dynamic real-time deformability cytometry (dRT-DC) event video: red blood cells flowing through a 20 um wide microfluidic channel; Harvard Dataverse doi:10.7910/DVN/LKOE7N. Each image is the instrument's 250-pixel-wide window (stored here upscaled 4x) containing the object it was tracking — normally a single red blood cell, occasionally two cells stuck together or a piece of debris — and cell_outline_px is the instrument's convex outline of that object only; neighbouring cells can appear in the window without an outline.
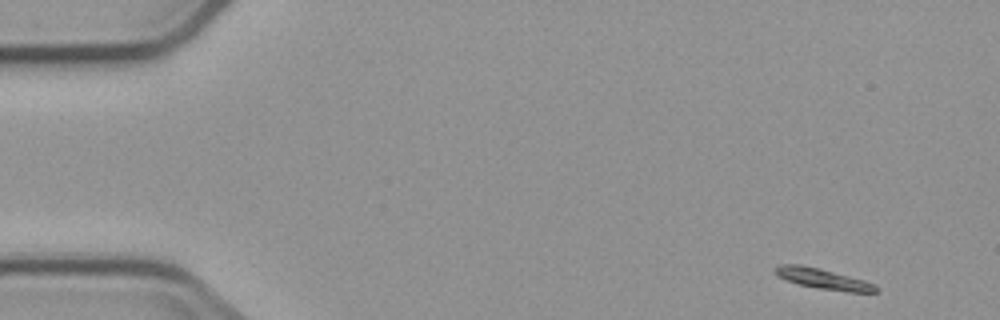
{"species": "common noctule bat (a hibernating species)", "species_latin": "Nyctalus noctula", "temperature_condition": "cold", "stored_images_in_passage": 9, "camera_frame_rate_fps": 3000, "um_per_image_px": 0.085, "animal": {"sex": "male", "body_mass_g": 23.1, "forearm_length_mm": 52.7}, "frame": {"image": 1, "passage_image": 1, "time_ms": 0.0, "image_size_px": [1000, 320], "cell_outline_px": [[880, 292], [848, 292], [816, 288], [800, 284], [776, 276], [772, 272], [772, 268], [780, 264], [800, 264], [820, 268], [864, 280], [876, 284], [880, 288]], "centroid_in_image_um": [69.96, 23.69], "position_along_channel_um": 15.0, "area_um2": 12.31}}
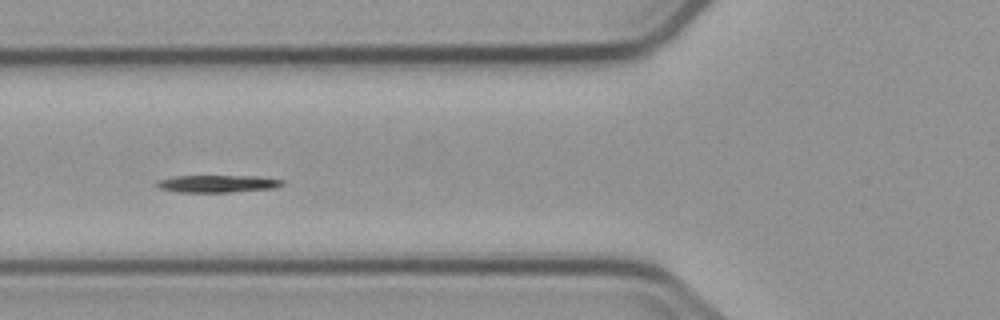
{"frame": {"image": 2, "passage_image": 6, "time_ms": 5.667, "image_size_px": [1000, 320], "cell_outline_px": [[284, 184], [276, 188], [228, 192], [176, 192], [160, 188], [156, 184], [156, 180], [172, 176], [256, 176], [284, 180]], "centroid_in_image_um": [18.47, 15.61], "position_along_channel_um": 107.3, "area_um2": 12.72}}
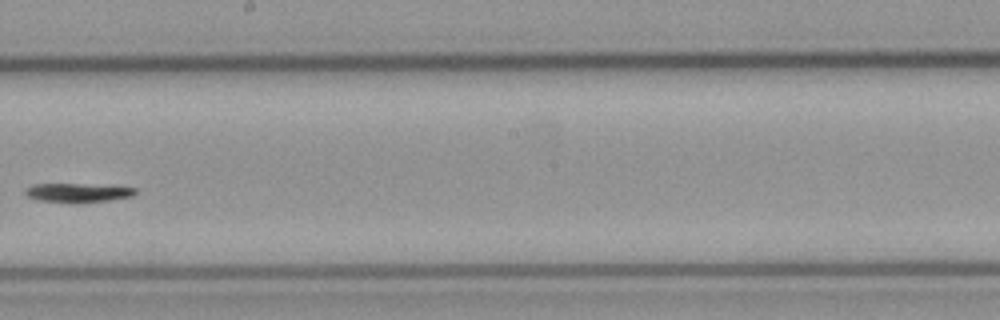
{"frame": {"image": 3, "passage_image": 9, "time_ms": 9.333, "image_size_px": [1000, 320], "cell_outline_px": [[136, 192], [132, 196], [108, 200], [80, 204], [76, 204], [40, 200], [28, 196], [24, 192], [32, 184], [116, 184], [136, 188]], "centroid_in_image_um": [6.71, 16.37], "position_along_channel_um": 241.5, "area_um2": 12.6}}